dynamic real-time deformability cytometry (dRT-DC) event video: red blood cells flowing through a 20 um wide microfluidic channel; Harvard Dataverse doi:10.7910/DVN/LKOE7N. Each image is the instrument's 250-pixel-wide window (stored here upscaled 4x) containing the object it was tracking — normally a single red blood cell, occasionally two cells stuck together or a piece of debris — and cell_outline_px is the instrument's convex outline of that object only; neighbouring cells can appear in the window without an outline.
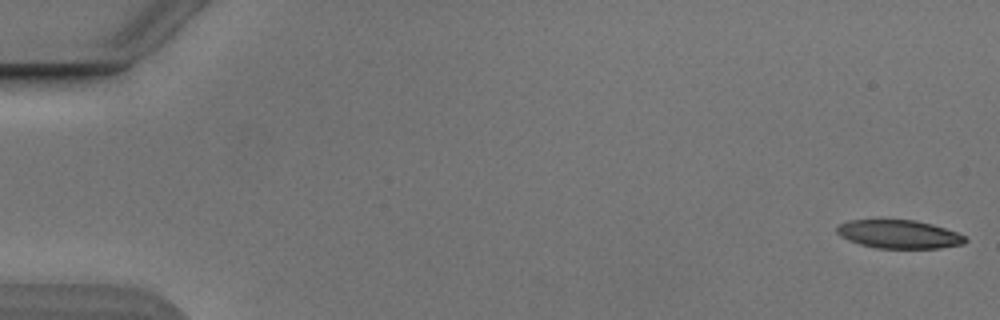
{"species": "Egyptian fruit bat (a non-hibernating species)", "species_latin": "Rousettus aegyptiacus", "temperature_condition": "cold", "stored_images_in_passage": 10, "camera_frame_rate_fps": 3000, "um_per_image_px": 0.085, "animal": {"sex": "male"}, "frame": {"image": 1, "passage_image": 1, "time_ms": 0.0, "image_size_px": [1000, 320], "cell_outline_px": [[968, 240], [964, 244], [940, 248], [876, 248], [860, 244], [848, 240], [840, 236], [836, 232], [836, 224], [848, 220], [916, 220], [932, 224], [956, 232], [964, 236]], "centroid_in_image_um": [76.38, 19.91], "position_along_channel_um": 8.6, "area_um2": 21.33}}